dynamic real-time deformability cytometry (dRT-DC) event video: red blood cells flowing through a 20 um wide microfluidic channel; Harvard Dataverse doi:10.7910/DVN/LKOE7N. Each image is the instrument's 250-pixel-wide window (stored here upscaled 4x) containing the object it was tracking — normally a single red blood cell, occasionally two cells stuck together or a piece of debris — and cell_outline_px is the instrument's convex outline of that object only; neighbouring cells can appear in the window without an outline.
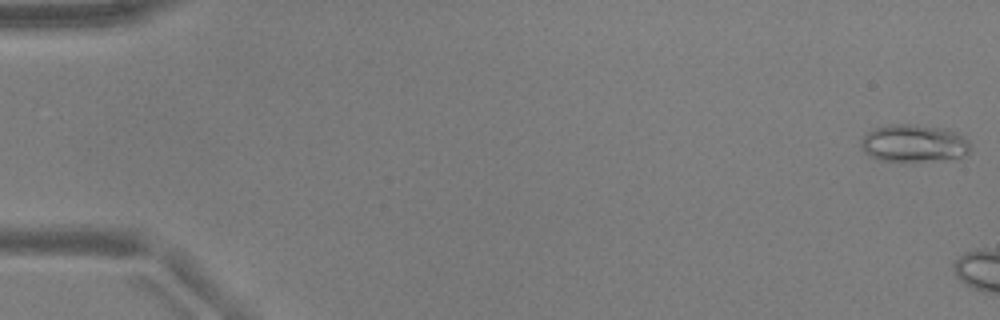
{"species": "common noctule bat (a hibernating species)", "species_latin": "Nyctalus noctula", "temperature_condition": "warm", "stored_images_in_passage": 5, "camera_frame_rate_fps": 3000, "um_per_image_px": 0.085, "animal": {"sex": "male", "body_mass_g": 17.9, "forearm_length_mm": 54.2}, "frame": {"image": 1, "passage_image": 1, "time_ms": 0.0, "image_size_px": [1000, 320], "cell_outline_px": [[972, 148], [968, 152], [960, 156], [940, 160], [880, 160], [868, 156], [864, 152], [860, 144], [864, 136], [872, 128], [892, 124], [908, 124], [948, 128], [956, 132], [968, 140], [972, 144]], "centroid_in_image_um": [77.68, 12.16], "position_along_channel_um": 7.3, "area_um2": 23.81}}